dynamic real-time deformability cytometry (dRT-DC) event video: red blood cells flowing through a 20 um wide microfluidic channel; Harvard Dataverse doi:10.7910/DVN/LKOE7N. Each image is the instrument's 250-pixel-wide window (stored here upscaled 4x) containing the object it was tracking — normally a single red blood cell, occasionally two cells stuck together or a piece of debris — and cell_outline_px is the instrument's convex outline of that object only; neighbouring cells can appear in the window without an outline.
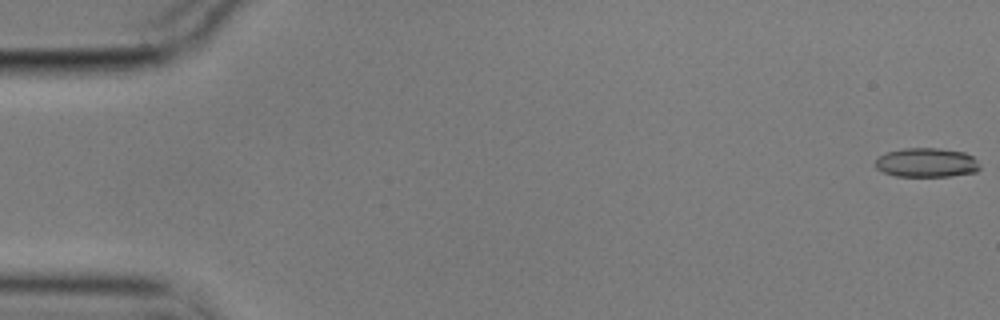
{"species": "common noctule bat (a hibernating species)", "species_latin": "Nyctalus noctula", "temperature_condition": "cold", "stored_images_in_passage": 57, "camera_frame_rate_fps": 3000, "um_per_image_px": 0.085, "animal": {"sex": "male", "body_mass_g": 17.9}, "frame": {"image": 1, "passage_image": 1, "time_ms": 0.0, "image_size_px": [1000, 320], "cell_outline_px": [[980, 168], [976, 172], [948, 176], [896, 176], [884, 172], [876, 168], [876, 160], [884, 152], [904, 148], [936, 148], [964, 152], [972, 156], [976, 160]], "centroid_in_image_um": [78.74, 13.81], "position_along_channel_um": 6.3, "area_um2": 17.69}}
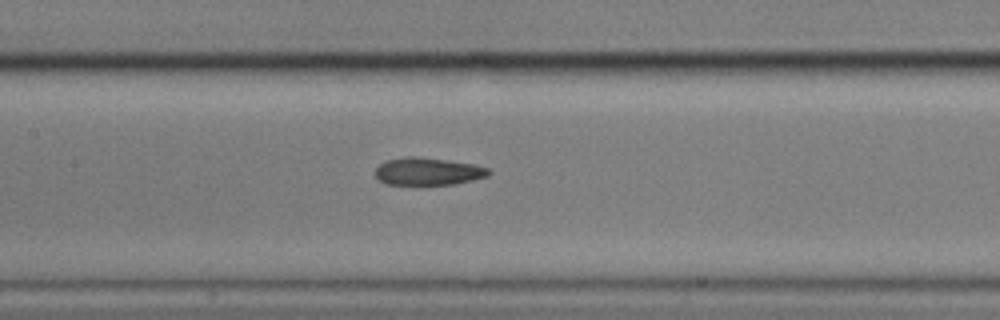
{"frame": {"image": 2, "passage_image": 27, "time_ms": 8.667, "image_size_px": [1000, 320], "cell_outline_px": [[492, 172], [488, 176], [472, 180], [452, 184], [384, 184], [376, 176], [376, 168], [384, 160], [408, 156], [412, 156], [444, 160], [472, 164], [488, 168]], "centroid_in_image_um": [36.36, 14.57], "position_along_channel_um": 171.0, "area_um2": 17.92}}
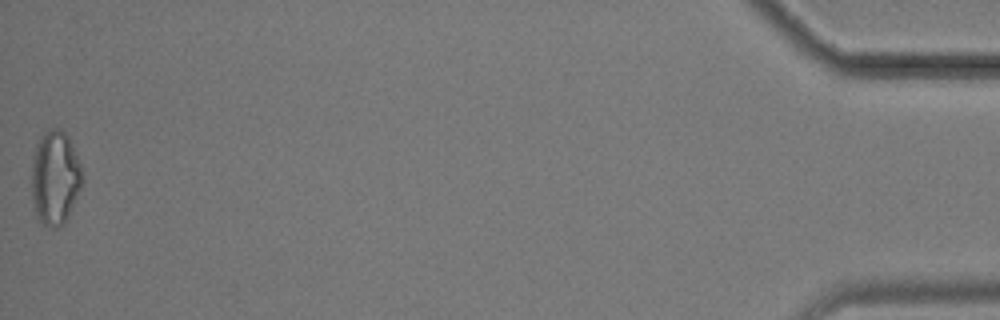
{"frame": {"image": 3, "passage_image": 57, "time_ms": 18.667, "image_size_px": [1000, 320], "cell_outline_px": [[84, 184], [64, 224], [60, 228], [52, 228], [40, 224], [36, 216], [32, 200], [32, 156], [36, 144], [40, 136], [48, 128], [60, 128], [68, 136], [80, 164], [84, 180]], "centroid_in_image_um": [4.68, 15.14], "position_along_channel_um": 430.5, "area_um2": 28.44}, "authors_computed_cell_mechanics": {"area_um2": 19.074, "velocity_mm_per_s": 3.5411, "shape_relaxation_time_tau1_ms": null, "shape_relaxation_time_tau2_ms": 5.2683, "deformation_change_tau1": null, "deformation_change_tau2": 0.1397}}